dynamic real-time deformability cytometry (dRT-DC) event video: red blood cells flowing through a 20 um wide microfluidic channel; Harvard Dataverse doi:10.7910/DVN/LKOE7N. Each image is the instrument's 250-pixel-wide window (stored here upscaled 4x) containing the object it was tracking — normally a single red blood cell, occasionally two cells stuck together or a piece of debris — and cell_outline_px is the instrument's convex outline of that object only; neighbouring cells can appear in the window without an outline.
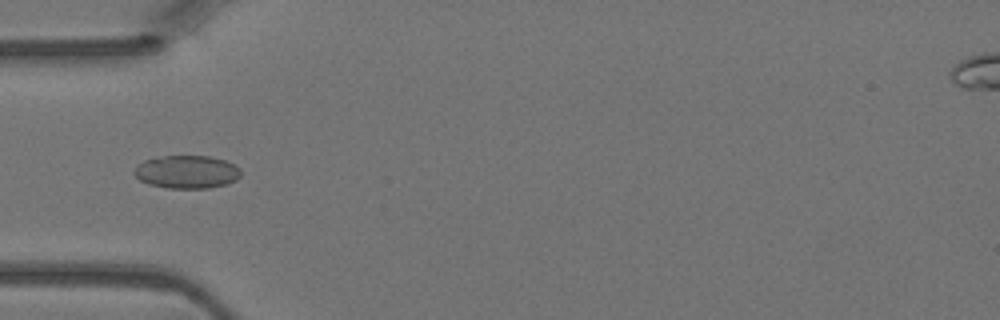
{"species": "Egyptian fruit bat (a non-hibernating species)", "species_latin": "Rousettus aegyptiacus", "temperature_condition": "warm", "stored_images_in_passage": 5, "camera_frame_rate_fps": 3000, "um_per_image_px": 0.085, "animal": {"sex": "female"}, "frame": {"image": 1, "passage_image": 4, "time_ms": 1.0, "image_size_px": [1000, 320], "cell_outline_px": [[240, 176], [236, 180], [228, 184], [208, 188], [168, 188], [148, 184], [140, 180], [132, 172], [136, 164], [144, 160], [156, 156], [208, 156], [224, 160], [240, 168]], "centroid_in_image_um": [15.84, 14.61], "position_along_channel_um": 69.2, "area_um2": 20.69}}
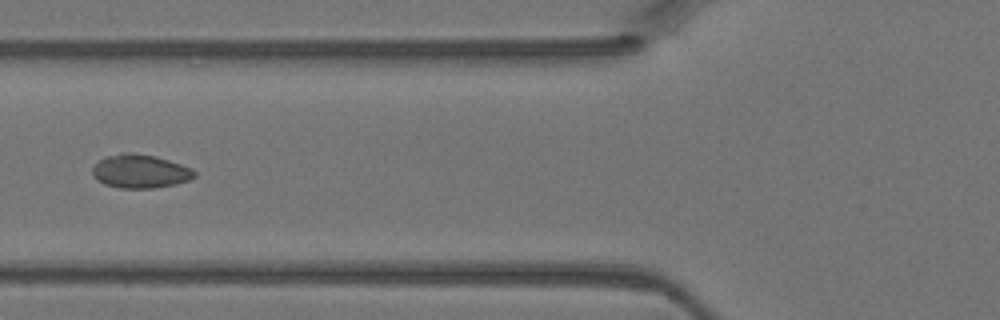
{"frame": {"image": 2, "passage_image": 5, "time_ms": 1.333, "image_size_px": [1000, 320], "cell_outline_px": [[196, 176], [188, 180], [176, 184], [152, 188], [120, 188], [104, 184], [96, 180], [92, 176], [92, 168], [104, 156], [124, 152], [132, 152], [156, 156], [192, 168], [196, 172]], "centroid_in_image_um": [11.89, 14.55], "position_along_channel_um": 113.9, "area_um2": 20.11}}